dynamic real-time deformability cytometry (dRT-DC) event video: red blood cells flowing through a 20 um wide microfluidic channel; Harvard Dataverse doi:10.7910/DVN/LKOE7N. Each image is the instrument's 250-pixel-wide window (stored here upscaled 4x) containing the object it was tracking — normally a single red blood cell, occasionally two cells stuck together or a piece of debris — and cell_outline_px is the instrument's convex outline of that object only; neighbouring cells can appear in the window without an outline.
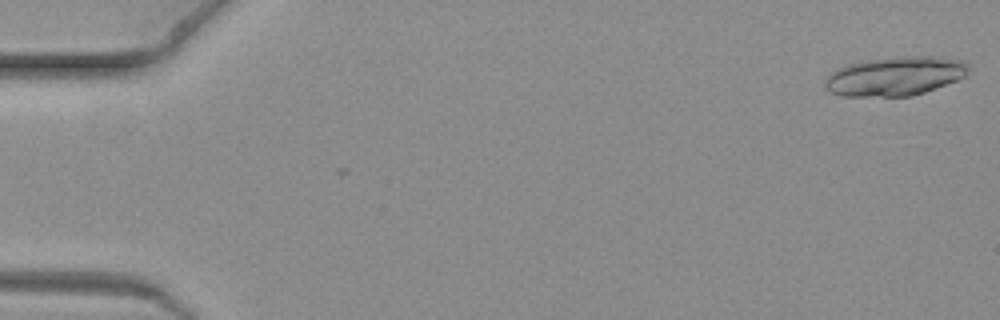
{"species": "common noctule bat (a hibernating species)", "species_latin": "Nyctalus noctula", "temperature_condition": "warm", "stored_images_in_passage": 9, "camera_frame_rate_fps": 3000, "um_per_image_px": 0.085, "animal": {"sex": "female", "body_mass_g": 19.3, "forearm_length_mm": 54.1}, "frame": {"image": 1, "passage_image": 1, "time_ms": 0.0, "image_size_px": [1000, 320], "cell_outline_px": [[968, 68], [964, 76], [956, 80], [924, 92], [912, 96], [840, 96], [832, 92], [824, 84], [824, 80], [832, 72], [848, 64], [864, 60], [900, 56], [932, 56], [964, 60], [968, 64]], "centroid_in_image_um": [76.08, 6.46], "position_along_channel_um": 8.9, "area_um2": 32.43}}